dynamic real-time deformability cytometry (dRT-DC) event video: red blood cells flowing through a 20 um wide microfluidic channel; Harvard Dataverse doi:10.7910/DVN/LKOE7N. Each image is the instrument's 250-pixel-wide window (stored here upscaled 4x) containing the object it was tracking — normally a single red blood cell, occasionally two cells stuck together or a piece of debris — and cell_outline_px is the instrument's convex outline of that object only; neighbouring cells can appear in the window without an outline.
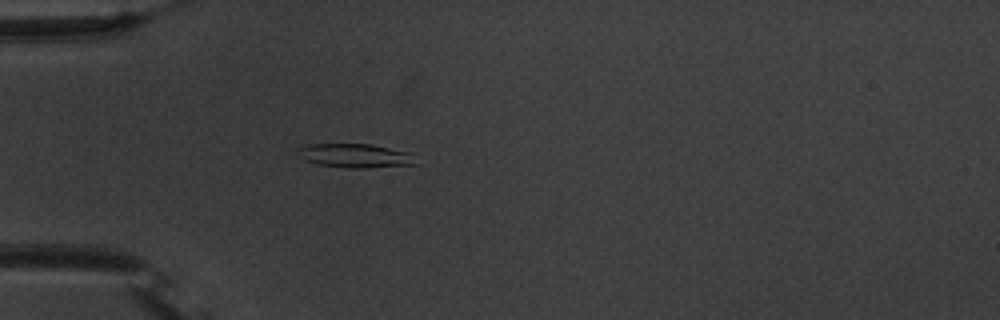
{"species": "common noctule bat (a hibernating species)", "species_latin": "Nyctalus noctula", "temperature_condition": "warm", "stored_images_in_passage": 47, "camera_frame_rate_fps": 3000, "um_per_image_px": 0.085, "animal": {"sex": "male", "body_mass_g": 20.1, "forearm_length_mm": 53.5}, "frame": {"image": 1, "passage_image": 9, "time_ms": 2.667, "image_size_px": [1000, 320], "cell_outline_px": [[420, 164], [368, 168], [344, 168], [320, 164], [304, 160], [296, 152], [296, 148], [308, 144], [372, 144], [408, 152]], "centroid_in_image_um": [30.18, 13.24], "position_along_channel_um": 54.8, "area_um2": 16.59}}
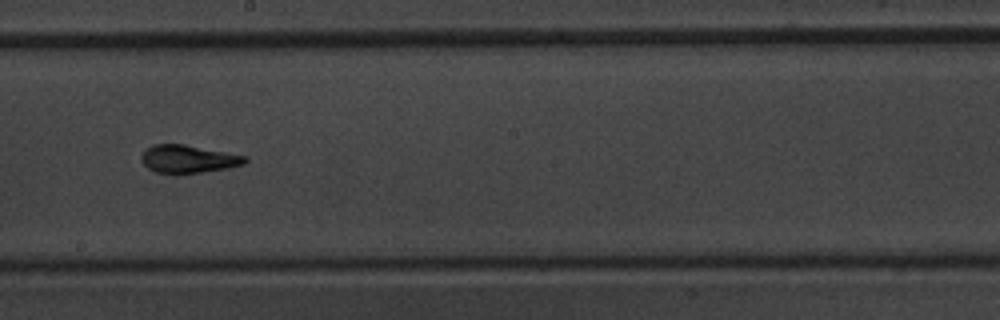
{"frame": {"image": 2, "passage_image": 24, "time_ms": 7.667, "image_size_px": [1000, 320], "cell_outline_px": [[248, 160], [244, 164], [228, 168], [200, 172], [156, 172], [148, 168], [144, 164], [140, 156], [152, 144], [184, 144], [248, 156]], "centroid_in_image_um": [16.04, 13.49], "position_along_channel_um": 232.2, "area_um2": 16.53}}
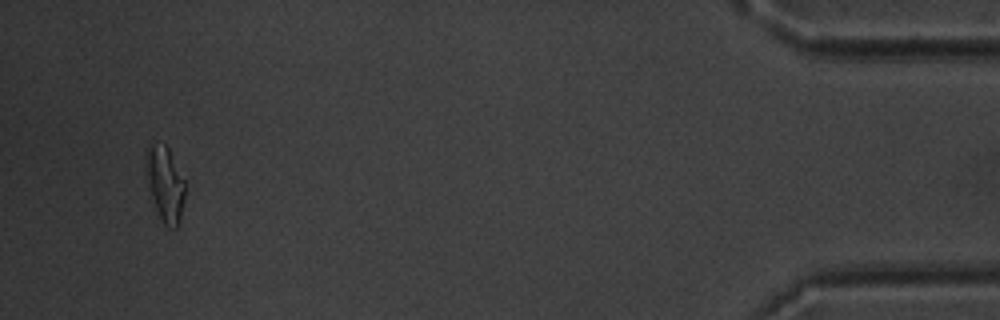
{"frame": {"image": 3, "passage_image": 45, "time_ms": 14.667, "image_size_px": [1000, 320], "cell_outline_px": [[184, 200], [180, 220], [176, 228], [168, 228], [164, 224], [156, 208], [152, 196], [144, 164], [144, 148], [148, 140], [164, 144], [168, 148], [184, 180]], "centroid_in_image_um": [13.99, 15.54], "position_along_channel_um": 421.2, "area_um2": 17.22}, "authors_computed_cell_mechanics": {"area_um2": 16.6464, "velocity_mm_per_s": 3.7155, "shape_relaxation_time_tau1_ms": 3.5494, "shape_relaxation_time_tau2_ms": 1.5829, "deformation_change_tau1": 0.1746, "deformation_change_tau2": 0.0856}}